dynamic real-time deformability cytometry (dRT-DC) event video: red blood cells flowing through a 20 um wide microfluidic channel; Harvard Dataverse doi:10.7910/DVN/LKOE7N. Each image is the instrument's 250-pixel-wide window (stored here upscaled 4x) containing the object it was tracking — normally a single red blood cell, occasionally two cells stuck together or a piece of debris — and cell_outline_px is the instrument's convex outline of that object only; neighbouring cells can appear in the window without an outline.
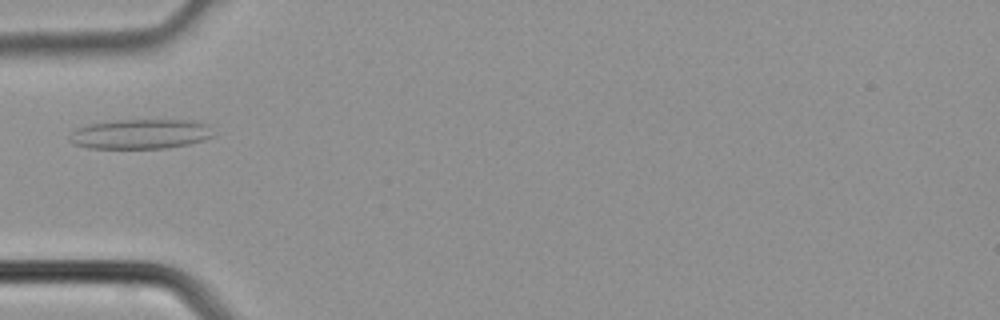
{"species": "common noctule bat (a hibernating species)", "species_latin": "Nyctalus noctula", "temperature_condition": "cold", "stored_images_in_passage": 2, "camera_frame_rate_fps": 3000, "um_per_image_px": 0.085, "animal": {"sex": "male", "body_mass_g": 21.5, "forearm_length_mm": 52.0}, "frame": {"image": 1, "passage_image": 2, "time_ms": 0.333, "image_size_px": [1000, 320], "cell_outline_px": [[216, 136], [188, 144], [168, 148], [88, 148], [72, 144], [68, 140], [72, 132], [76, 128], [88, 124], [116, 120], [192, 120], [208, 124]], "centroid_in_image_um": [11.94, 11.39], "position_along_channel_um": 73.1, "area_um2": 25.14}}